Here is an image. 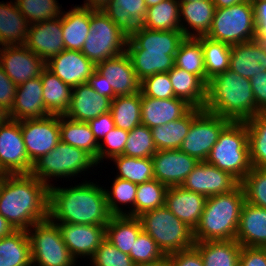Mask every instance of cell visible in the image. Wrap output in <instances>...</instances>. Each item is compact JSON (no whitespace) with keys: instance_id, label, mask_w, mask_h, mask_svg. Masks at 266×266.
Instances as JSON below:
<instances>
[{"instance_id":"cell-24","label":"cell","mask_w":266,"mask_h":266,"mask_svg":"<svg viewBox=\"0 0 266 266\" xmlns=\"http://www.w3.org/2000/svg\"><path fill=\"white\" fill-rule=\"evenodd\" d=\"M206 199L202 194L174 186L167 189L165 206L194 231L204 211Z\"/></svg>"},{"instance_id":"cell-62","label":"cell","mask_w":266,"mask_h":266,"mask_svg":"<svg viewBox=\"0 0 266 266\" xmlns=\"http://www.w3.org/2000/svg\"><path fill=\"white\" fill-rule=\"evenodd\" d=\"M109 1L110 0H84V4L79 6L92 9H102Z\"/></svg>"},{"instance_id":"cell-50","label":"cell","mask_w":266,"mask_h":266,"mask_svg":"<svg viewBox=\"0 0 266 266\" xmlns=\"http://www.w3.org/2000/svg\"><path fill=\"white\" fill-rule=\"evenodd\" d=\"M91 266H135L131 257L105 239L89 259Z\"/></svg>"},{"instance_id":"cell-21","label":"cell","mask_w":266,"mask_h":266,"mask_svg":"<svg viewBox=\"0 0 266 266\" xmlns=\"http://www.w3.org/2000/svg\"><path fill=\"white\" fill-rule=\"evenodd\" d=\"M24 45L45 62L65 50L61 16L30 24Z\"/></svg>"},{"instance_id":"cell-12","label":"cell","mask_w":266,"mask_h":266,"mask_svg":"<svg viewBox=\"0 0 266 266\" xmlns=\"http://www.w3.org/2000/svg\"><path fill=\"white\" fill-rule=\"evenodd\" d=\"M229 122L205 109L192 107V124L179 150L199 162L206 161L220 132Z\"/></svg>"},{"instance_id":"cell-15","label":"cell","mask_w":266,"mask_h":266,"mask_svg":"<svg viewBox=\"0 0 266 266\" xmlns=\"http://www.w3.org/2000/svg\"><path fill=\"white\" fill-rule=\"evenodd\" d=\"M241 182L231 173L220 170L206 161H200L182 183V187L206 197L225 194L237 188Z\"/></svg>"},{"instance_id":"cell-28","label":"cell","mask_w":266,"mask_h":266,"mask_svg":"<svg viewBox=\"0 0 266 266\" xmlns=\"http://www.w3.org/2000/svg\"><path fill=\"white\" fill-rule=\"evenodd\" d=\"M229 69L250 79L266 71V51L257 40L232 45Z\"/></svg>"},{"instance_id":"cell-1","label":"cell","mask_w":266,"mask_h":266,"mask_svg":"<svg viewBox=\"0 0 266 266\" xmlns=\"http://www.w3.org/2000/svg\"><path fill=\"white\" fill-rule=\"evenodd\" d=\"M0 214L15 230L49 217V187L32 174H6L0 183Z\"/></svg>"},{"instance_id":"cell-68","label":"cell","mask_w":266,"mask_h":266,"mask_svg":"<svg viewBox=\"0 0 266 266\" xmlns=\"http://www.w3.org/2000/svg\"><path fill=\"white\" fill-rule=\"evenodd\" d=\"M194 1H198V0H178L179 3H182V2H194Z\"/></svg>"},{"instance_id":"cell-22","label":"cell","mask_w":266,"mask_h":266,"mask_svg":"<svg viewBox=\"0 0 266 266\" xmlns=\"http://www.w3.org/2000/svg\"><path fill=\"white\" fill-rule=\"evenodd\" d=\"M111 99L99 95L88 83L80 84L72 88L70 105L65 117L77 121L86 122L110 111Z\"/></svg>"},{"instance_id":"cell-55","label":"cell","mask_w":266,"mask_h":266,"mask_svg":"<svg viewBox=\"0 0 266 266\" xmlns=\"http://www.w3.org/2000/svg\"><path fill=\"white\" fill-rule=\"evenodd\" d=\"M239 266H266V247L242 246Z\"/></svg>"},{"instance_id":"cell-11","label":"cell","mask_w":266,"mask_h":266,"mask_svg":"<svg viewBox=\"0 0 266 266\" xmlns=\"http://www.w3.org/2000/svg\"><path fill=\"white\" fill-rule=\"evenodd\" d=\"M27 234L30 240L32 266H77L58 225L49 217L34 223Z\"/></svg>"},{"instance_id":"cell-19","label":"cell","mask_w":266,"mask_h":266,"mask_svg":"<svg viewBox=\"0 0 266 266\" xmlns=\"http://www.w3.org/2000/svg\"><path fill=\"white\" fill-rule=\"evenodd\" d=\"M60 229L63 242L71 255L76 259L87 258L89 261L94 252L105 240V226L71 223H56ZM82 257V258H81Z\"/></svg>"},{"instance_id":"cell-45","label":"cell","mask_w":266,"mask_h":266,"mask_svg":"<svg viewBox=\"0 0 266 266\" xmlns=\"http://www.w3.org/2000/svg\"><path fill=\"white\" fill-rule=\"evenodd\" d=\"M174 66L199 76L206 83L203 48L197 38H185L180 43Z\"/></svg>"},{"instance_id":"cell-8","label":"cell","mask_w":266,"mask_h":266,"mask_svg":"<svg viewBox=\"0 0 266 266\" xmlns=\"http://www.w3.org/2000/svg\"><path fill=\"white\" fill-rule=\"evenodd\" d=\"M138 218L143 230L155 240L164 255L194 247L193 230L165 205L146 211Z\"/></svg>"},{"instance_id":"cell-4","label":"cell","mask_w":266,"mask_h":266,"mask_svg":"<svg viewBox=\"0 0 266 266\" xmlns=\"http://www.w3.org/2000/svg\"><path fill=\"white\" fill-rule=\"evenodd\" d=\"M203 109L232 122H246L260 113L250 79L230 69L209 80Z\"/></svg>"},{"instance_id":"cell-54","label":"cell","mask_w":266,"mask_h":266,"mask_svg":"<svg viewBox=\"0 0 266 266\" xmlns=\"http://www.w3.org/2000/svg\"><path fill=\"white\" fill-rule=\"evenodd\" d=\"M169 266H204L200 252L195 248L168 255Z\"/></svg>"},{"instance_id":"cell-27","label":"cell","mask_w":266,"mask_h":266,"mask_svg":"<svg viewBox=\"0 0 266 266\" xmlns=\"http://www.w3.org/2000/svg\"><path fill=\"white\" fill-rule=\"evenodd\" d=\"M235 240L241 246L266 247V209L245 201Z\"/></svg>"},{"instance_id":"cell-6","label":"cell","mask_w":266,"mask_h":266,"mask_svg":"<svg viewBox=\"0 0 266 266\" xmlns=\"http://www.w3.org/2000/svg\"><path fill=\"white\" fill-rule=\"evenodd\" d=\"M206 162L241 182L252 168L246 123L230 121L220 132Z\"/></svg>"},{"instance_id":"cell-32","label":"cell","mask_w":266,"mask_h":266,"mask_svg":"<svg viewBox=\"0 0 266 266\" xmlns=\"http://www.w3.org/2000/svg\"><path fill=\"white\" fill-rule=\"evenodd\" d=\"M168 75L176 98L183 99L193 108H204L207 84L199 76L175 66L168 72Z\"/></svg>"},{"instance_id":"cell-35","label":"cell","mask_w":266,"mask_h":266,"mask_svg":"<svg viewBox=\"0 0 266 266\" xmlns=\"http://www.w3.org/2000/svg\"><path fill=\"white\" fill-rule=\"evenodd\" d=\"M143 230L138 217L111 216L105 227V239L117 249L129 255L134 241Z\"/></svg>"},{"instance_id":"cell-48","label":"cell","mask_w":266,"mask_h":266,"mask_svg":"<svg viewBox=\"0 0 266 266\" xmlns=\"http://www.w3.org/2000/svg\"><path fill=\"white\" fill-rule=\"evenodd\" d=\"M157 152L151 129L139 125L129 131L123 155L137 158H151Z\"/></svg>"},{"instance_id":"cell-65","label":"cell","mask_w":266,"mask_h":266,"mask_svg":"<svg viewBox=\"0 0 266 266\" xmlns=\"http://www.w3.org/2000/svg\"><path fill=\"white\" fill-rule=\"evenodd\" d=\"M9 119L8 111L0 106V125L4 124Z\"/></svg>"},{"instance_id":"cell-9","label":"cell","mask_w":266,"mask_h":266,"mask_svg":"<svg viewBox=\"0 0 266 266\" xmlns=\"http://www.w3.org/2000/svg\"><path fill=\"white\" fill-rule=\"evenodd\" d=\"M128 36L103 12L90 8V29L81 52L95 65L126 51Z\"/></svg>"},{"instance_id":"cell-34","label":"cell","mask_w":266,"mask_h":266,"mask_svg":"<svg viewBox=\"0 0 266 266\" xmlns=\"http://www.w3.org/2000/svg\"><path fill=\"white\" fill-rule=\"evenodd\" d=\"M204 266H239L242 246L235 240L195 242Z\"/></svg>"},{"instance_id":"cell-25","label":"cell","mask_w":266,"mask_h":266,"mask_svg":"<svg viewBox=\"0 0 266 266\" xmlns=\"http://www.w3.org/2000/svg\"><path fill=\"white\" fill-rule=\"evenodd\" d=\"M192 108L180 98L158 99L144 96L141 101V124L152 129L183 117Z\"/></svg>"},{"instance_id":"cell-56","label":"cell","mask_w":266,"mask_h":266,"mask_svg":"<svg viewBox=\"0 0 266 266\" xmlns=\"http://www.w3.org/2000/svg\"><path fill=\"white\" fill-rule=\"evenodd\" d=\"M17 86L6 75L2 66L0 65V106L8 112L14 104Z\"/></svg>"},{"instance_id":"cell-69","label":"cell","mask_w":266,"mask_h":266,"mask_svg":"<svg viewBox=\"0 0 266 266\" xmlns=\"http://www.w3.org/2000/svg\"><path fill=\"white\" fill-rule=\"evenodd\" d=\"M0 175H6V173L0 168Z\"/></svg>"},{"instance_id":"cell-46","label":"cell","mask_w":266,"mask_h":266,"mask_svg":"<svg viewBox=\"0 0 266 266\" xmlns=\"http://www.w3.org/2000/svg\"><path fill=\"white\" fill-rule=\"evenodd\" d=\"M168 187L153 179L138 184L134 206V217L142 213L165 205Z\"/></svg>"},{"instance_id":"cell-52","label":"cell","mask_w":266,"mask_h":266,"mask_svg":"<svg viewBox=\"0 0 266 266\" xmlns=\"http://www.w3.org/2000/svg\"><path fill=\"white\" fill-rule=\"evenodd\" d=\"M140 91L144 96L158 99L174 98V89L168 72L156 73L144 78L140 84Z\"/></svg>"},{"instance_id":"cell-42","label":"cell","mask_w":266,"mask_h":266,"mask_svg":"<svg viewBox=\"0 0 266 266\" xmlns=\"http://www.w3.org/2000/svg\"><path fill=\"white\" fill-rule=\"evenodd\" d=\"M204 53L206 84L214 76L229 69L232 45L209 39L206 36L197 37Z\"/></svg>"},{"instance_id":"cell-64","label":"cell","mask_w":266,"mask_h":266,"mask_svg":"<svg viewBox=\"0 0 266 266\" xmlns=\"http://www.w3.org/2000/svg\"><path fill=\"white\" fill-rule=\"evenodd\" d=\"M248 0H212L216 8H226Z\"/></svg>"},{"instance_id":"cell-51","label":"cell","mask_w":266,"mask_h":266,"mask_svg":"<svg viewBox=\"0 0 266 266\" xmlns=\"http://www.w3.org/2000/svg\"><path fill=\"white\" fill-rule=\"evenodd\" d=\"M129 131L115 127L99 143L98 165L110 161L113 157L123 155ZM104 159V160H103ZM108 159V160H107Z\"/></svg>"},{"instance_id":"cell-13","label":"cell","mask_w":266,"mask_h":266,"mask_svg":"<svg viewBox=\"0 0 266 266\" xmlns=\"http://www.w3.org/2000/svg\"><path fill=\"white\" fill-rule=\"evenodd\" d=\"M20 129L32 164L49 153L61 141L59 115L21 120Z\"/></svg>"},{"instance_id":"cell-7","label":"cell","mask_w":266,"mask_h":266,"mask_svg":"<svg viewBox=\"0 0 266 266\" xmlns=\"http://www.w3.org/2000/svg\"><path fill=\"white\" fill-rule=\"evenodd\" d=\"M97 166L95 159L86 151L60 141L33 164L31 174L50 188L54 185L51 183L53 179L73 180Z\"/></svg>"},{"instance_id":"cell-30","label":"cell","mask_w":266,"mask_h":266,"mask_svg":"<svg viewBox=\"0 0 266 266\" xmlns=\"http://www.w3.org/2000/svg\"><path fill=\"white\" fill-rule=\"evenodd\" d=\"M29 25L14 0L0 2V47L25 44Z\"/></svg>"},{"instance_id":"cell-39","label":"cell","mask_w":266,"mask_h":266,"mask_svg":"<svg viewBox=\"0 0 266 266\" xmlns=\"http://www.w3.org/2000/svg\"><path fill=\"white\" fill-rule=\"evenodd\" d=\"M111 184L112 185L109 189L104 187L106 193L107 208L111 216L134 217V206L138 185L118 177H115ZM127 206L129 210L125 209Z\"/></svg>"},{"instance_id":"cell-36","label":"cell","mask_w":266,"mask_h":266,"mask_svg":"<svg viewBox=\"0 0 266 266\" xmlns=\"http://www.w3.org/2000/svg\"><path fill=\"white\" fill-rule=\"evenodd\" d=\"M0 266H32L31 246L26 230H14L0 238Z\"/></svg>"},{"instance_id":"cell-70","label":"cell","mask_w":266,"mask_h":266,"mask_svg":"<svg viewBox=\"0 0 266 266\" xmlns=\"http://www.w3.org/2000/svg\"><path fill=\"white\" fill-rule=\"evenodd\" d=\"M250 2H259V1H266V0H249Z\"/></svg>"},{"instance_id":"cell-57","label":"cell","mask_w":266,"mask_h":266,"mask_svg":"<svg viewBox=\"0 0 266 266\" xmlns=\"http://www.w3.org/2000/svg\"><path fill=\"white\" fill-rule=\"evenodd\" d=\"M95 139L100 143L104 137L115 128L111 112L101 114L88 122Z\"/></svg>"},{"instance_id":"cell-20","label":"cell","mask_w":266,"mask_h":266,"mask_svg":"<svg viewBox=\"0 0 266 266\" xmlns=\"http://www.w3.org/2000/svg\"><path fill=\"white\" fill-rule=\"evenodd\" d=\"M46 67L70 87L87 83L96 70L81 51L63 50L46 62Z\"/></svg>"},{"instance_id":"cell-67","label":"cell","mask_w":266,"mask_h":266,"mask_svg":"<svg viewBox=\"0 0 266 266\" xmlns=\"http://www.w3.org/2000/svg\"><path fill=\"white\" fill-rule=\"evenodd\" d=\"M163 0H145L146 6L151 7L153 5H157L158 3L162 2Z\"/></svg>"},{"instance_id":"cell-59","label":"cell","mask_w":266,"mask_h":266,"mask_svg":"<svg viewBox=\"0 0 266 266\" xmlns=\"http://www.w3.org/2000/svg\"><path fill=\"white\" fill-rule=\"evenodd\" d=\"M251 3L254 10L256 36H266V1Z\"/></svg>"},{"instance_id":"cell-53","label":"cell","mask_w":266,"mask_h":266,"mask_svg":"<svg viewBox=\"0 0 266 266\" xmlns=\"http://www.w3.org/2000/svg\"><path fill=\"white\" fill-rule=\"evenodd\" d=\"M129 256L136 265L159 259L164 256V253L155 240L142 230L134 241L133 250H130Z\"/></svg>"},{"instance_id":"cell-37","label":"cell","mask_w":266,"mask_h":266,"mask_svg":"<svg viewBox=\"0 0 266 266\" xmlns=\"http://www.w3.org/2000/svg\"><path fill=\"white\" fill-rule=\"evenodd\" d=\"M60 138L62 142L86 151L98 165L99 143L88 123L77 122L60 116Z\"/></svg>"},{"instance_id":"cell-49","label":"cell","mask_w":266,"mask_h":266,"mask_svg":"<svg viewBox=\"0 0 266 266\" xmlns=\"http://www.w3.org/2000/svg\"><path fill=\"white\" fill-rule=\"evenodd\" d=\"M241 185L246 202L266 209V169L252 167Z\"/></svg>"},{"instance_id":"cell-58","label":"cell","mask_w":266,"mask_h":266,"mask_svg":"<svg viewBox=\"0 0 266 266\" xmlns=\"http://www.w3.org/2000/svg\"><path fill=\"white\" fill-rule=\"evenodd\" d=\"M252 92L259 112H266V71L260 72L250 78Z\"/></svg>"},{"instance_id":"cell-18","label":"cell","mask_w":266,"mask_h":266,"mask_svg":"<svg viewBox=\"0 0 266 266\" xmlns=\"http://www.w3.org/2000/svg\"><path fill=\"white\" fill-rule=\"evenodd\" d=\"M154 179L166 187L181 186L198 160L179 149L158 150L152 157Z\"/></svg>"},{"instance_id":"cell-66","label":"cell","mask_w":266,"mask_h":266,"mask_svg":"<svg viewBox=\"0 0 266 266\" xmlns=\"http://www.w3.org/2000/svg\"><path fill=\"white\" fill-rule=\"evenodd\" d=\"M255 40H257L262 48L266 51V36H256Z\"/></svg>"},{"instance_id":"cell-38","label":"cell","mask_w":266,"mask_h":266,"mask_svg":"<svg viewBox=\"0 0 266 266\" xmlns=\"http://www.w3.org/2000/svg\"><path fill=\"white\" fill-rule=\"evenodd\" d=\"M142 27L159 31H181L180 3L178 0H163L147 7Z\"/></svg>"},{"instance_id":"cell-3","label":"cell","mask_w":266,"mask_h":266,"mask_svg":"<svg viewBox=\"0 0 266 266\" xmlns=\"http://www.w3.org/2000/svg\"><path fill=\"white\" fill-rule=\"evenodd\" d=\"M185 39L182 31L151 30L141 25L128 38L126 54L137 78L169 72L175 64V54Z\"/></svg>"},{"instance_id":"cell-29","label":"cell","mask_w":266,"mask_h":266,"mask_svg":"<svg viewBox=\"0 0 266 266\" xmlns=\"http://www.w3.org/2000/svg\"><path fill=\"white\" fill-rule=\"evenodd\" d=\"M103 12L128 37L143 23L147 6L145 0H110Z\"/></svg>"},{"instance_id":"cell-43","label":"cell","mask_w":266,"mask_h":266,"mask_svg":"<svg viewBox=\"0 0 266 266\" xmlns=\"http://www.w3.org/2000/svg\"><path fill=\"white\" fill-rule=\"evenodd\" d=\"M245 123L251 166L266 169V112L257 113Z\"/></svg>"},{"instance_id":"cell-5","label":"cell","mask_w":266,"mask_h":266,"mask_svg":"<svg viewBox=\"0 0 266 266\" xmlns=\"http://www.w3.org/2000/svg\"><path fill=\"white\" fill-rule=\"evenodd\" d=\"M244 203L241 184L231 192L207 197L200 221L193 231L194 241L235 239Z\"/></svg>"},{"instance_id":"cell-2","label":"cell","mask_w":266,"mask_h":266,"mask_svg":"<svg viewBox=\"0 0 266 266\" xmlns=\"http://www.w3.org/2000/svg\"><path fill=\"white\" fill-rule=\"evenodd\" d=\"M90 181L83 180L68 187L52 185L49 188V218L55 223L106 227L111 214L104 186Z\"/></svg>"},{"instance_id":"cell-44","label":"cell","mask_w":266,"mask_h":266,"mask_svg":"<svg viewBox=\"0 0 266 266\" xmlns=\"http://www.w3.org/2000/svg\"><path fill=\"white\" fill-rule=\"evenodd\" d=\"M117 168L115 177L128 180L135 184H142L154 179L151 158H137L118 155L111 159Z\"/></svg>"},{"instance_id":"cell-26","label":"cell","mask_w":266,"mask_h":266,"mask_svg":"<svg viewBox=\"0 0 266 266\" xmlns=\"http://www.w3.org/2000/svg\"><path fill=\"white\" fill-rule=\"evenodd\" d=\"M215 9L212 0L180 3L181 31L185 38L206 36L211 28Z\"/></svg>"},{"instance_id":"cell-40","label":"cell","mask_w":266,"mask_h":266,"mask_svg":"<svg viewBox=\"0 0 266 266\" xmlns=\"http://www.w3.org/2000/svg\"><path fill=\"white\" fill-rule=\"evenodd\" d=\"M192 124V108L181 118L151 129L158 150L179 149Z\"/></svg>"},{"instance_id":"cell-47","label":"cell","mask_w":266,"mask_h":266,"mask_svg":"<svg viewBox=\"0 0 266 266\" xmlns=\"http://www.w3.org/2000/svg\"><path fill=\"white\" fill-rule=\"evenodd\" d=\"M29 24L53 20L63 13L58 0H14Z\"/></svg>"},{"instance_id":"cell-33","label":"cell","mask_w":266,"mask_h":266,"mask_svg":"<svg viewBox=\"0 0 266 266\" xmlns=\"http://www.w3.org/2000/svg\"><path fill=\"white\" fill-rule=\"evenodd\" d=\"M43 100L50 115L64 116L70 105L72 87L45 67L41 73Z\"/></svg>"},{"instance_id":"cell-10","label":"cell","mask_w":266,"mask_h":266,"mask_svg":"<svg viewBox=\"0 0 266 266\" xmlns=\"http://www.w3.org/2000/svg\"><path fill=\"white\" fill-rule=\"evenodd\" d=\"M209 39L235 45L255 40L256 25L252 3L248 0L226 8H216Z\"/></svg>"},{"instance_id":"cell-16","label":"cell","mask_w":266,"mask_h":266,"mask_svg":"<svg viewBox=\"0 0 266 266\" xmlns=\"http://www.w3.org/2000/svg\"><path fill=\"white\" fill-rule=\"evenodd\" d=\"M0 65L13 83L19 86L40 77L46 62L21 44L0 47Z\"/></svg>"},{"instance_id":"cell-14","label":"cell","mask_w":266,"mask_h":266,"mask_svg":"<svg viewBox=\"0 0 266 266\" xmlns=\"http://www.w3.org/2000/svg\"><path fill=\"white\" fill-rule=\"evenodd\" d=\"M0 168L6 174H31L20 121L8 119L0 125Z\"/></svg>"},{"instance_id":"cell-71","label":"cell","mask_w":266,"mask_h":266,"mask_svg":"<svg viewBox=\"0 0 266 266\" xmlns=\"http://www.w3.org/2000/svg\"><path fill=\"white\" fill-rule=\"evenodd\" d=\"M3 176H4V175H0V183H1L2 179H3Z\"/></svg>"},{"instance_id":"cell-63","label":"cell","mask_w":266,"mask_h":266,"mask_svg":"<svg viewBox=\"0 0 266 266\" xmlns=\"http://www.w3.org/2000/svg\"><path fill=\"white\" fill-rule=\"evenodd\" d=\"M135 266H169L168 255H164L163 257L159 259L149 261L146 263L136 264Z\"/></svg>"},{"instance_id":"cell-17","label":"cell","mask_w":266,"mask_h":266,"mask_svg":"<svg viewBox=\"0 0 266 266\" xmlns=\"http://www.w3.org/2000/svg\"><path fill=\"white\" fill-rule=\"evenodd\" d=\"M96 70L106 79L108 98L132 95L140 92L141 81L137 78L131 60L126 52L99 62Z\"/></svg>"},{"instance_id":"cell-41","label":"cell","mask_w":266,"mask_h":266,"mask_svg":"<svg viewBox=\"0 0 266 266\" xmlns=\"http://www.w3.org/2000/svg\"><path fill=\"white\" fill-rule=\"evenodd\" d=\"M142 93L116 96L111 101L110 112L113 116L115 127L130 131L141 125Z\"/></svg>"},{"instance_id":"cell-23","label":"cell","mask_w":266,"mask_h":266,"mask_svg":"<svg viewBox=\"0 0 266 266\" xmlns=\"http://www.w3.org/2000/svg\"><path fill=\"white\" fill-rule=\"evenodd\" d=\"M44 100L41 78H32L17 86L14 104L8 112L9 119H42L48 117Z\"/></svg>"},{"instance_id":"cell-61","label":"cell","mask_w":266,"mask_h":266,"mask_svg":"<svg viewBox=\"0 0 266 266\" xmlns=\"http://www.w3.org/2000/svg\"><path fill=\"white\" fill-rule=\"evenodd\" d=\"M14 230L13 226L0 214V238L11 234Z\"/></svg>"},{"instance_id":"cell-31","label":"cell","mask_w":266,"mask_h":266,"mask_svg":"<svg viewBox=\"0 0 266 266\" xmlns=\"http://www.w3.org/2000/svg\"><path fill=\"white\" fill-rule=\"evenodd\" d=\"M64 47L81 51L90 29V8L75 5L61 15Z\"/></svg>"},{"instance_id":"cell-60","label":"cell","mask_w":266,"mask_h":266,"mask_svg":"<svg viewBox=\"0 0 266 266\" xmlns=\"http://www.w3.org/2000/svg\"><path fill=\"white\" fill-rule=\"evenodd\" d=\"M87 83L99 94L108 97V84L105 77H103L97 70L88 79Z\"/></svg>"}]
</instances>
